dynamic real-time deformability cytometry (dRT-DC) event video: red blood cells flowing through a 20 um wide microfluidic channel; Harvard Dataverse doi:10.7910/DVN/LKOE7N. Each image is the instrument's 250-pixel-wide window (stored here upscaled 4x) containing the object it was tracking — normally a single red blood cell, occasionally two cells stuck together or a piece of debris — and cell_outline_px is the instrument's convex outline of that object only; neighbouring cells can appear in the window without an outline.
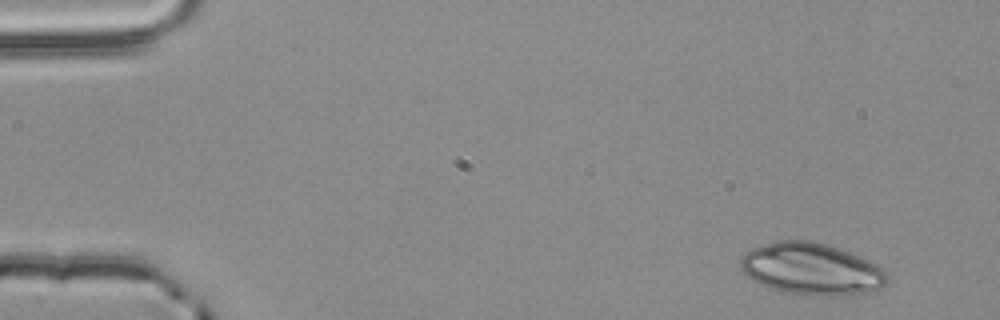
{"species": "common noctule bat (a hibernating species)", "species_latin": "Nyctalus noctula", "temperature_condition": "room temperature", "stored_images_in_passage": 3, "camera_frame_rate_fps": 3000, "um_per_image_px": 0.085, "animal": {"sex": "male", "body_mass_g": 20.4}, "frame": {"image": 1, "passage_image": 1, "time_ms": 0.0, "image_size_px": [1000, 320], "cell_outline_px": [[888, 284], [876, 288], [860, 292], [836, 296], [820, 296], [784, 292], [768, 288], [760, 284], [748, 276], [740, 268], [740, 256], [744, 252], [752, 248], [780, 240], [812, 240], [840, 248], [868, 260], [876, 264], [888, 272]], "centroid_in_image_um": [68.95, 22.85], "position_along_channel_um": 16.1, "area_um2": 44.27}}